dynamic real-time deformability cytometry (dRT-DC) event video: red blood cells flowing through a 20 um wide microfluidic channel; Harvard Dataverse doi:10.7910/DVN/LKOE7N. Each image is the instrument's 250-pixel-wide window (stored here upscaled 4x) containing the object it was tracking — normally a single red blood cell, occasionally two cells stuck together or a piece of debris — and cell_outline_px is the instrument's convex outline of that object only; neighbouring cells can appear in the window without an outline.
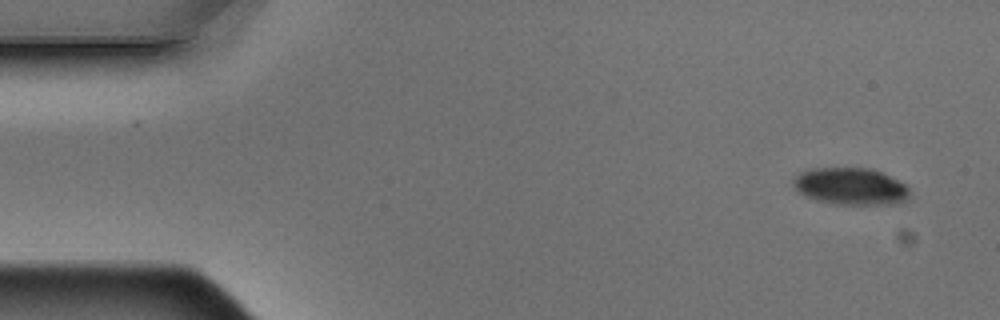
{"species": "Egyptian fruit bat (a non-hibernating species)", "species_latin": "Rousettus aegyptiacus", "temperature_condition": "warm", "stored_images_in_passage": 7, "camera_frame_rate_fps": 3000, "um_per_image_px": 0.085, "animal": {"sex": "male"}, "frame": {"image": 1, "passage_image": 1, "time_ms": 0.0, "image_size_px": [1000, 320], "cell_outline_px": [[912, 196], [908, 200], [900, 204], [832, 204], [816, 200], [804, 196], [792, 184], [792, 180], [800, 172], [812, 168], [872, 168], [904, 184], [908, 188]], "centroid_in_image_um": [72.32, 15.85], "position_along_channel_um": 12.7, "area_um2": 25.26}}
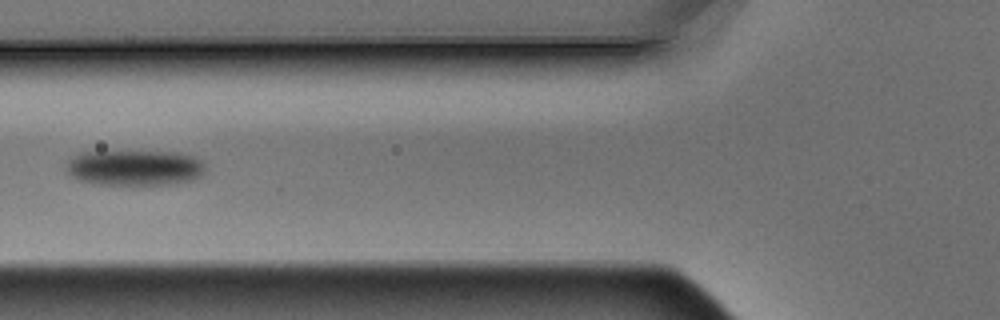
{"frame": {"image": 2, "passage_image": 6, "time_ms": 1.667, "image_size_px": [1000, 320], "cell_outline_px": [[204, 172], [200, 176], [192, 180], [168, 184], [100, 184], [80, 180], [72, 176], [68, 172], [68, 160], [80, 152], [180, 152], [196, 156], [204, 160]], "centroid_in_image_um": [11.51, 14.24], "position_along_channel_um": 114.3, "area_um2": 28.61}}
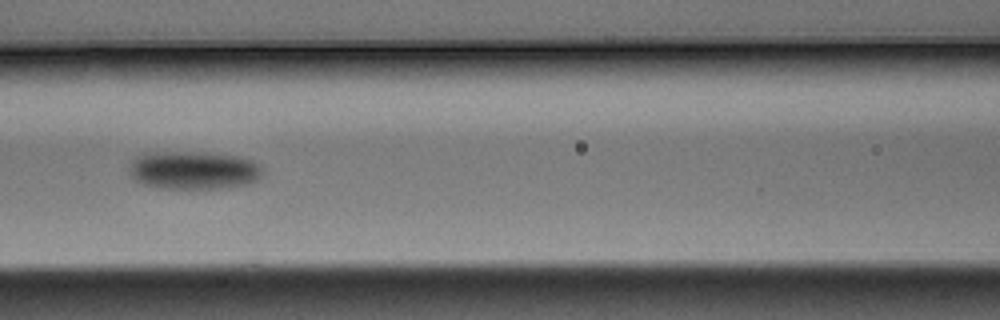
{"frame": {"image": 3, "passage_image": 7, "time_ms": 2.0, "image_size_px": [1000, 320], "cell_outline_px": [[260, 180], [248, 184], [228, 188], [160, 188], [140, 184], [128, 172], [128, 168], [132, 160], [136, 156], [144, 152], [200, 152], [236, 156], [252, 160], [260, 164]], "centroid_in_image_um": [16.42, 14.47], "position_along_channel_um": 150.2, "area_um2": 29.94}}